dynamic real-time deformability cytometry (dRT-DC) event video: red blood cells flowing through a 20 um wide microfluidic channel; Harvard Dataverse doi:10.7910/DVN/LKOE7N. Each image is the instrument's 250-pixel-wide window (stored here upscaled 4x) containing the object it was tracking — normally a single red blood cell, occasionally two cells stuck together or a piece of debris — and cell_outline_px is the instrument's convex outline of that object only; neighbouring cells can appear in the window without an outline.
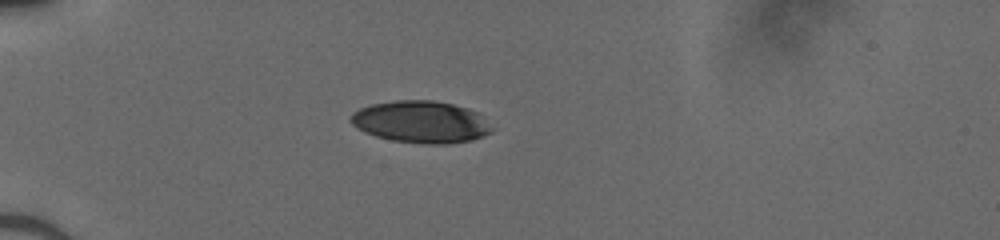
{"species": "human", "species_latin": "Homo sapiens", "temperature_condition": "cold", "stored_images_in_passage": 26, "camera_frame_rate_fps": 3000, "um_per_image_px": 0.085, "donor": {"sex": "male"}, "frame": {"image": 1, "passage_image": 1, "time_ms": 0.0, "image_size_px": [1000, 240], "cell_outline_px": [[492, 132], [484, 136], [472, 140], [444, 144], [428, 144], [392, 140], [376, 136], [364, 132], [356, 128], [348, 120], [348, 116], [352, 112], [360, 108], [372, 104], [396, 100], [432, 100], [452, 104], [468, 108], [480, 112], [492, 128]], "centroid_in_image_um": [35.77, 10.36], "position_along_channel_um": 49.2, "area_um2": 34.8}}
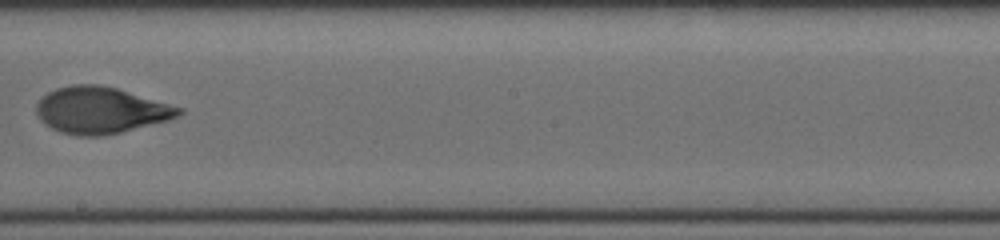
{"frame": {"image": 2, "passage_image": 12, "time_ms": 3.667, "image_size_px": [1000, 240], "cell_outline_px": [[184, 112], [168, 120], [120, 132], [100, 136], [76, 136], [60, 132], [44, 124], [36, 116], [36, 104], [48, 92], [56, 88], [72, 84], [100, 84], [116, 88], [184, 108]], "centroid_in_image_um": [8.52, 9.37], "position_along_channel_um": 239.7, "area_um2": 38.55}}
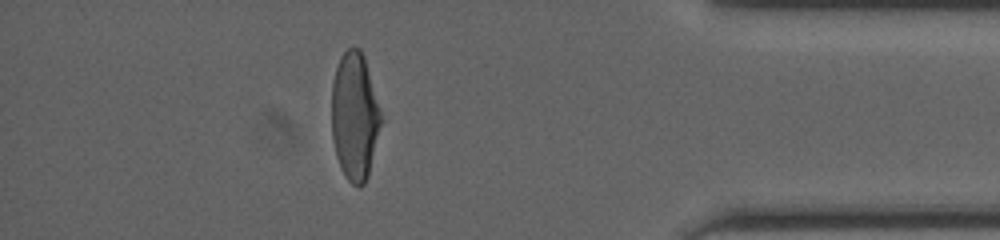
{"frame": {"image": 3, "passage_image": 22, "time_ms": 7.0, "image_size_px": [1000, 240], "cell_outline_px": [[384, 120], [368, 176], [364, 184], [360, 188], [356, 188], [344, 176], [340, 168], [336, 156], [332, 140], [332, 84], [336, 68], [340, 56], [348, 48], [360, 48], [364, 56]], "centroid_in_image_um": [30.17, 9.94], "position_along_channel_um": 405.0, "area_um2": 37.45}}